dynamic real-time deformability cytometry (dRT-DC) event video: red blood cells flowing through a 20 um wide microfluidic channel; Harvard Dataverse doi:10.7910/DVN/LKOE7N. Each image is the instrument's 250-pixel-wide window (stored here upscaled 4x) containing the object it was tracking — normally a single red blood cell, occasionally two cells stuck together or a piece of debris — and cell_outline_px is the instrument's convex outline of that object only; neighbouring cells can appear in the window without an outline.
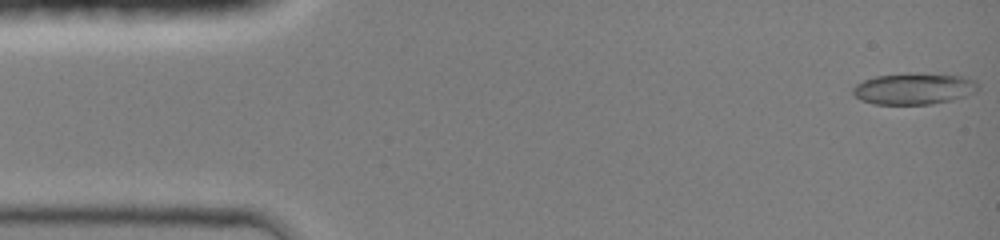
{"species": "common noctule bat (a hibernating species)", "species_latin": "Nyctalus noctula", "temperature_condition": "room temperature", "stored_images_in_passage": 21, "camera_frame_rate_fps": 3000, "um_per_image_px": 0.085, "animal": {"sex": "female", "body_mass_g": 19.0, "forearm_length_mm": 51.5}, "frame": {"image": 1, "passage_image": 1, "time_ms": 0.0, "image_size_px": [1000, 240], "cell_outline_px": [[980, 88], [976, 92], [952, 100], [932, 104], [872, 104], [860, 100], [852, 92], [852, 88], [856, 84], [864, 80], [876, 76], [960, 76], [976, 80], [980, 84]], "centroid_in_image_um": [77.69, 7.6], "position_along_channel_um": 7.3, "area_um2": 21.96}}